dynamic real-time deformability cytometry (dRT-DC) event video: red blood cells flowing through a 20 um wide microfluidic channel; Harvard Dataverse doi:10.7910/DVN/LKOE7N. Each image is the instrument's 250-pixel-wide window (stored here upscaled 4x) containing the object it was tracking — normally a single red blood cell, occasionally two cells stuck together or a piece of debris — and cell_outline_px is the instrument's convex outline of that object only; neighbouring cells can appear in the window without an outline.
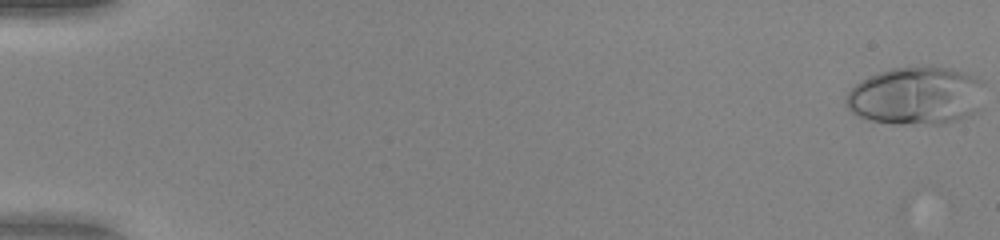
{"species": "human", "species_latin": "Homo sapiens", "temperature_condition": "warm", "stored_images_in_passage": 53, "camera_frame_rate_fps": 3000, "um_per_image_px": 0.085, "donor": {"sex": "female"}, "frame": {"image": 1, "passage_image": 1, "time_ms": 0.0, "image_size_px": [1000, 240], "cell_outline_px": [[984, 84], [980, 108], [972, 116], [944, 124], [892, 124], [868, 120], [852, 112], [848, 108], [844, 100], [848, 92], [860, 80], [868, 76], [892, 68], [952, 68], [968, 72], [984, 80]], "centroid_in_image_um": [77.92, 8.17], "position_along_channel_um": 7.1, "area_um2": 47.28}}
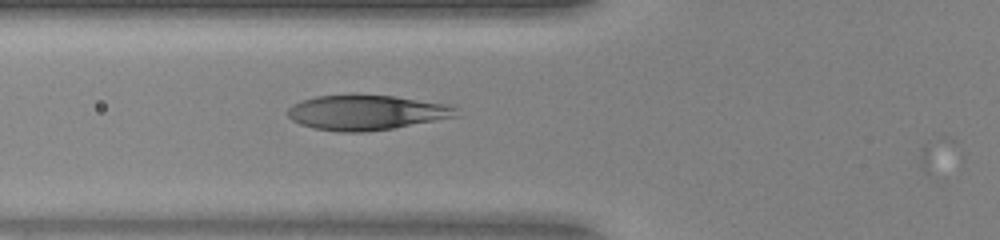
{"frame": {"image": 2, "passage_image": 21, "time_ms": 6.667, "image_size_px": [1000, 240], "cell_outline_px": [[460, 116], [392, 128], [364, 132], [336, 132], [312, 128], [300, 124], [292, 120], [288, 116], [288, 108], [292, 104], [300, 100], [316, 96], [356, 92], [396, 96], [448, 104], [460, 108]], "centroid_in_image_um": [31.15, 9.53], "position_along_channel_um": 94.6, "area_um2": 35.49}}
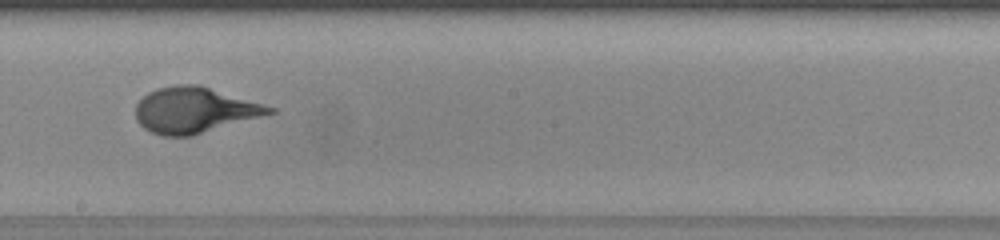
{"frame": {"image": 3, "passage_image": 31, "time_ms": 10.0, "image_size_px": [1000, 240], "cell_outline_px": [[276, 112], [192, 136], [160, 136], [144, 128], [136, 120], [136, 104], [148, 92], [156, 88], [176, 84], [200, 84], [276, 108]], "centroid_in_image_um": [16.52, 9.35], "position_along_channel_um": 231.7, "area_um2": 35.72}}